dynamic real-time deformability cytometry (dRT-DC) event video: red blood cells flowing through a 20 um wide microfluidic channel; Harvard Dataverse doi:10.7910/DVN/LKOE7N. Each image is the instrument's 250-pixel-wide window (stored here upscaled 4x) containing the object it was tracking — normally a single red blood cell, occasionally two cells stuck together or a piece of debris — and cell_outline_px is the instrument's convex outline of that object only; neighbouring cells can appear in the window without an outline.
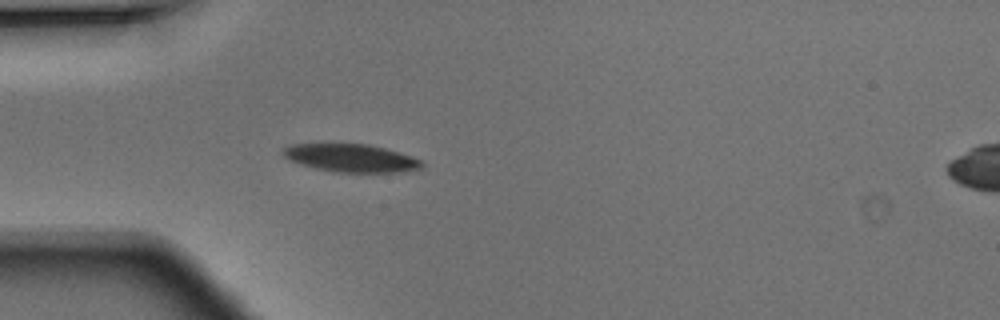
{"species": "Egyptian fruit bat (a non-hibernating species)", "species_latin": "Rousettus aegyptiacus", "temperature_condition": "warm", "stored_images_in_passage": 4, "camera_frame_rate_fps": 3000, "um_per_image_px": 0.085, "animal": {"sex": "male"}, "frame": {"image": 1, "passage_image": 3, "time_ms": 0.667, "image_size_px": [1000, 320], "cell_outline_px": [[424, 164], [420, 168], [400, 172], [332, 172], [300, 164], [288, 160], [280, 152], [284, 148], [292, 144], [368, 144], [384, 148], [424, 160]], "centroid_in_image_um": [29.82, 13.44], "position_along_channel_um": 55.2, "area_um2": 22.54}}